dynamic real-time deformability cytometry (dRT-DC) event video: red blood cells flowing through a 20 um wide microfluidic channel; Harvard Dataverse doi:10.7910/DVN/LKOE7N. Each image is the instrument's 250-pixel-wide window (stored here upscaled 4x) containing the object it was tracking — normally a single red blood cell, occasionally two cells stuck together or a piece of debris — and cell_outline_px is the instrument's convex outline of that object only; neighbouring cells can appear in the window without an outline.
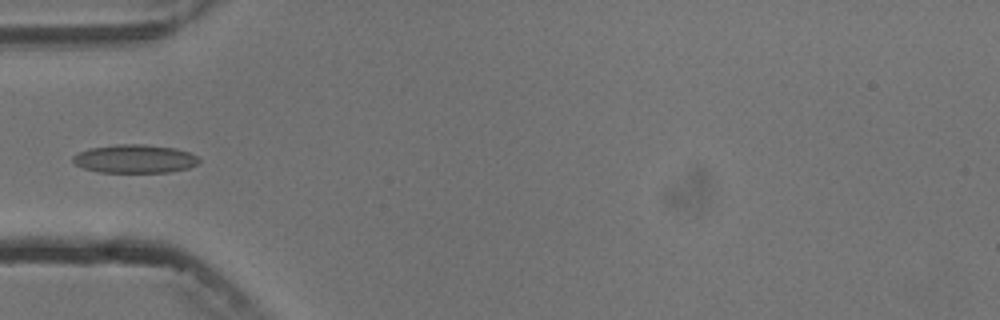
{"species": "common noctule bat (a hibernating species)", "species_latin": "Nyctalus noctula", "temperature_condition": "cold", "stored_images_in_passage": 6, "camera_frame_rate_fps": 3000, "um_per_image_px": 0.085, "animal": {"sex": "male", "body_mass_g": 13.3}, "frame": {"image": 1, "passage_image": 5, "time_ms": 5.667, "image_size_px": [1000, 320], "cell_outline_px": [[200, 160], [196, 164], [188, 168], [168, 172], [100, 172], [84, 168], [76, 164], [72, 160], [72, 156], [88, 148], [116, 144], [144, 144], [176, 148], [188, 152], [196, 156]], "centroid_in_image_um": [11.44, 13.49], "position_along_channel_um": 73.6, "area_um2": 20.81}}
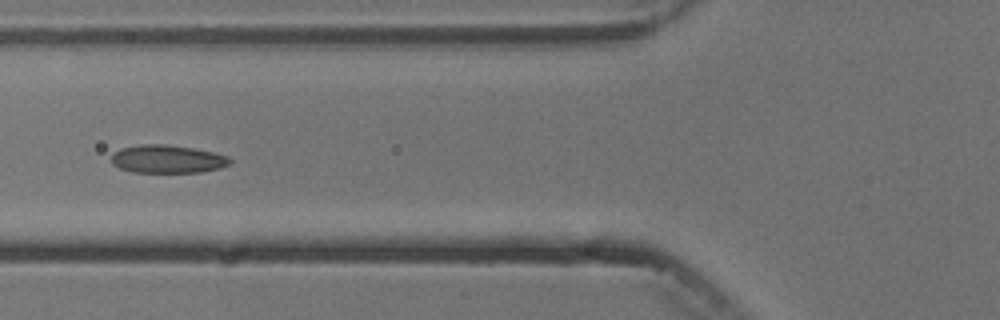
{"frame": {"image": 2, "passage_image": 6, "time_ms": 6.667, "image_size_px": [1000, 320], "cell_outline_px": [[232, 164], [220, 168], [200, 172], [132, 172], [120, 168], [112, 164], [112, 152], [120, 148], [140, 144], [164, 144], [192, 148], [212, 152], [228, 156], [232, 160]], "centroid_in_image_um": [14.22, 13.52], "position_along_channel_um": 111.6, "area_um2": 19.48}}